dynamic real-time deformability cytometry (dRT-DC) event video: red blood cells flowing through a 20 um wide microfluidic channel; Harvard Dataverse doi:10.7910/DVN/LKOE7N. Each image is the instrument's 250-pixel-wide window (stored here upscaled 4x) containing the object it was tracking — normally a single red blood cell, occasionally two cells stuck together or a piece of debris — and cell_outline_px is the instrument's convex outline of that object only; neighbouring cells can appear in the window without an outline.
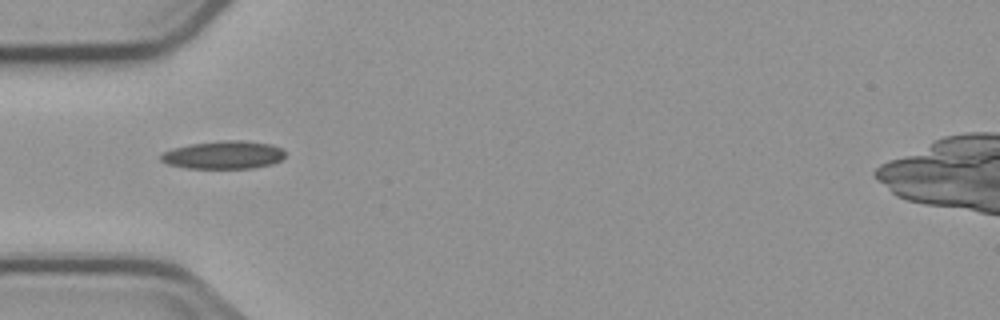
{"species": "common noctule bat (a hibernating species)", "species_latin": "Nyctalus noctula", "temperature_condition": "cold", "stored_images_in_passage": 3, "camera_frame_rate_fps": 3000, "um_per_image_px": 0.085, "animal": {"sex": "male", "body_mass_g": 23.1, "forearm_length_mm": 52.7}, "frame": {"image": 1, "passage_image": 1, "time_ms": 0.0, "image_size_px": [1000, 320], "cell_outline_px": [[284, 156], [280, 160], [272, 164], [252, 168], [184, 168], [168, 164], [160, 160], [160, 156], [164, 152], [172, 148], [192, 144], [220, 140], [244, 140], [272, 144], [280, 148], [284, 152]], "centroid_in_image_um": [18.99, 13.16], "position_along_channel_um": 66.0, "area_um2": 20.29}}
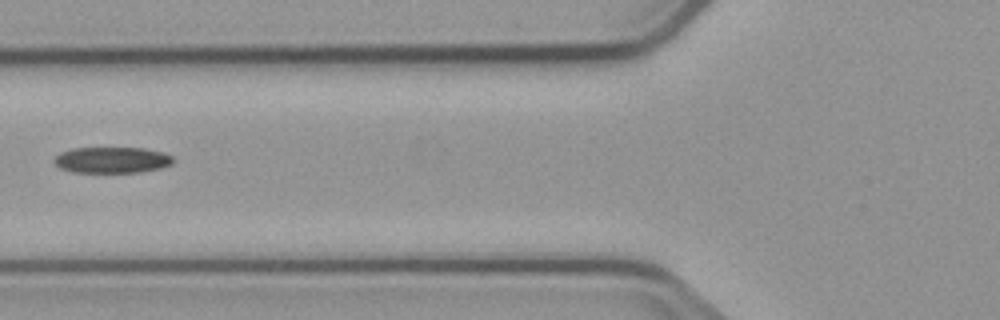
{"frame": {"image": 2, "passage_image": 2, "time_ms": 1.333, "image_size_px": [1000, 320], "cell_outline_px": [[172, 164], [160, 168], [140, 172], [72, 172], [60, 168], [52, 160], [60, 152], [72, 148], [144, 148], [164, 152], [172, 156]], "centroid_in_image_um": [9.5, 13.59], "position_along_channel_um": 116.3, "area_um2": 18.09}}
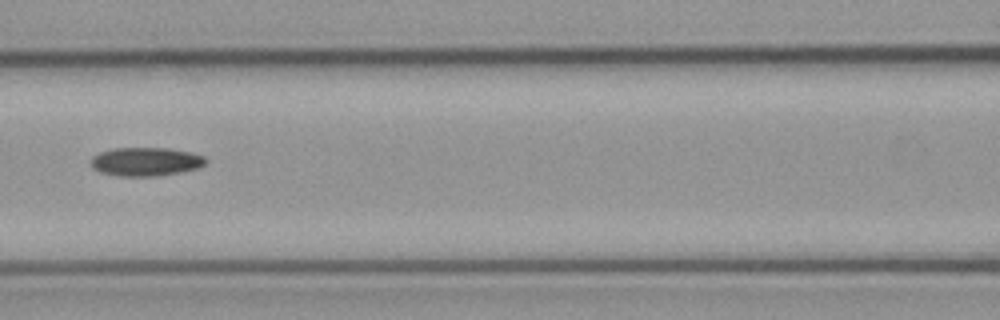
{"frame": {"image": 3, "passage_image": 3, "time_ms": 2.333, "image_size_px": [1000, 320], "cell_outline_px": [[208, 160], [200, 168], [160, 176], [120, 176], [100, 172], [92, 168], [92, 156], [100, 152], [112, 148], [168, 148], [188, 152], [204, 156]], "centroid_in_image_um": [12.4, 13.74], "position_along_channel_um": 154.2, "area_um2": 19.19}}